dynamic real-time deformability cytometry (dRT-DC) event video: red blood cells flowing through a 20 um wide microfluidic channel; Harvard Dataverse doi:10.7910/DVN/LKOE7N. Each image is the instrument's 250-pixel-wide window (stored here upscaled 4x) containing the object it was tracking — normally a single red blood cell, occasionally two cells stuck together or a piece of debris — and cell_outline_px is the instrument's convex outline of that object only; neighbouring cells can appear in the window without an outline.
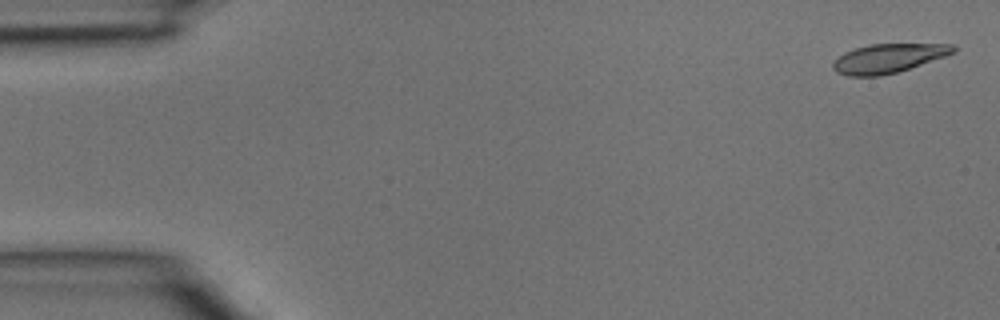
{"species": "common noctule bat (a hibernating species)", "species_latin": "Nyctalus noctula", "temperature_condition": "room temperature", "stored_images_in_passage": 12, "camera_frame_rate_fps": 3000, "um_per_image_px": 0.085, "animal": {"sex": "male", "body_mass_g": 15.6}, "frame": {"image": 1, "passage_image": 1, "time_ms": 0.0, "image_size_px": [1000, 320], "cell_outline_px": [[956, 52], [896, 72], [880, 76], [848, 76], [836, 72], [832, 68], [832, 64], [844, 52], [868, 44], [952, 44], [956, 48]], "centroid_in_image_um": [75.47, 4.95], "position_along_channel_um": 9.5, "area_um2": 20.06}}
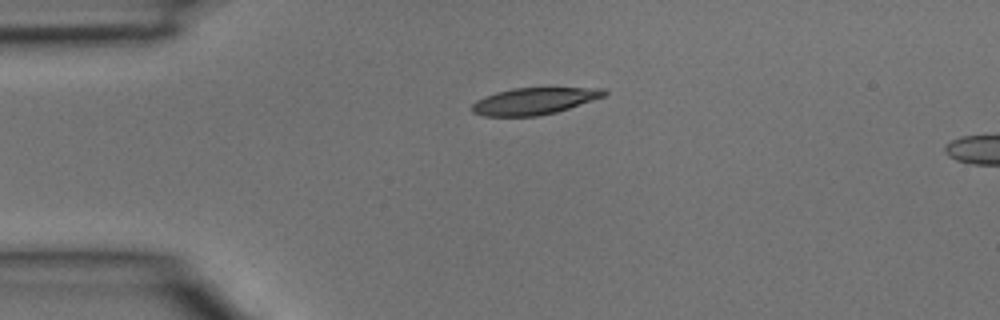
{"frame": {"image": 2, "passage_image": 9, "time_ms": 2.667, "image_size_px": [1000, 320], "cell_outline_px": [[608, 92], [604, 96], [556, 112], [536, 116], [484, 116], [472, 112], [472, 104], [476, 100], [484, 96], [496, 92], [512, 88], [604, 88]], "centroid_in_image_um": [45.36, 8.59], "position_along_channel_um": 39.6, "area_um2": 20.46}}